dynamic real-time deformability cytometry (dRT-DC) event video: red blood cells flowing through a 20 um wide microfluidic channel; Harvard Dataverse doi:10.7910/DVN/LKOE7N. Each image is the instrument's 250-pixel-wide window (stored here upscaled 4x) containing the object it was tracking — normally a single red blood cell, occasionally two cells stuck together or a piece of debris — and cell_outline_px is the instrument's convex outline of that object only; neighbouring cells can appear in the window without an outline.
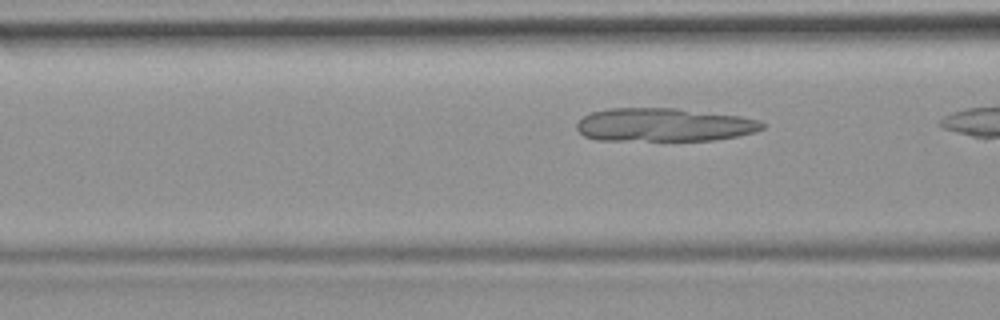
{"species": "common noctule bat (a hibernating species)", "species_latin": "Nyctalus noctula", "temperature_condition": "room temperature", "stored_images_in_passage": 4, "segment_of_instrument_passage": [2, 2], "camera_frame_rate_fps": 3000, "um_per_image_px": 0.085, "animal": {"sex": "female", "body_mass_g": 19.9}, "frame": {"image": 1, "passage_image": 4, "time_ms": 3.333, "image_size_px": [1000, 320], "cell_outline_px": [[764, 128], [756, 132], [736, 136], [712, 140], [596, 140], [584, 136], [576, 128], [576, 124], [584, 116], [592, 112], [608, 108], [676, 108], [740, 116], [760, 120], [764, 124]], "centroid_in_image_um": [56.43, 10.61], "position_along_channel_um": 110.2, "area_um2": 36.07}}